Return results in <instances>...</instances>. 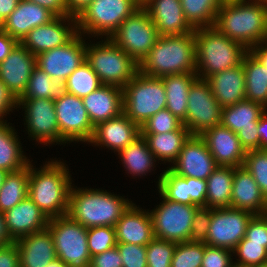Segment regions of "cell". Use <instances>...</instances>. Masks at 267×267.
<instances>
[{
    "instance_id": "cell-11",
    "label": "cell",
    "mask_w": 267,
    "mask_h": 267,
    "mask_svg": "<svg viewBox=\"0 0 267 267\" xmlns=\"http://www.w3.org/2000/svg\"><path fill=\"white\" fill-rule=\"evenodd\" d=\"M159 194L163 201L150 211L154 238L175 243L190 241L191 224L199 206L173 202Z\"/></svg>"
},
{
    "instance_id": "cell-54",
    "label": "cell",
    "mask_w": 267,
    "mask_h": 267,
    "mask_svg": "<svg viewBox=\"0 0 267 267\" xmlns=\"http://www.w3.org/2000/svg\"><path fill=\"white\" fill-rule=\"evenodd\" d=\"M15 107L18 108V100L0 80V122H4L3 118L10 114L9 112H12Z\"/></svg>"
},
{
    "instance_id": "cell-44",
    "label": "cell",
    "mask_w": 267,
    "mask_h": 267,
    "mask_svg": "<svg viewBox=\"0 0 267 267\" xmlns=\"http://www.w3.org/2000/svg\"><path fill=\"white\" fill-rule=\"evenodd\" d=\"M175 248V242L153 238L146 245L147 267H171Z\"/></svg>"
},
{
    "instance_id": "cell-4",
    "label": "cell",
    "mask_w": 267,
    "mask_h": 267,
    "mask_svg": "<svg viewBox=\"0 0 267 267\" xmlns=\"http://www.w3.org/2000/svg\"><path fill=\"white\" fill-rule=\"evenodd\" d=\"M128 198L102 189L71 187L67 215L84 227L112 226L132 204Z\"/></svg>"
},
{
    "instance_id": "cell-56",
    "label": "cell",
    "mask_w": 267,
    "mask_h": 267,
    "mask_svg": "<svg viewBox=\"0 0 267 267\" xmlns=\"http://www.w3.org/2000/svg\"><path fill=\"white\" fill-rule=\"evenodd\" d=\"M0 267H20L16 243L0 246Z\"/></svg>"
},
{
    "instance_id": "cell-25",
    "label": "cell",
    "mask_w": 267,
    "mask_h": 267,
    "mask_svg": "<svg viewBox=\"0 0 267 267\" xmlns=\"http://www.w3.org/2000/svg\"><path fill=\"white\" fill-rule=\"evenodd\" d=\"M55 17L47 8L20 0L16 9L4 20L1 29L21 42L33 28L45 25Z\"/></svg>"
},
{
    "instance_id": "cell-24",
    "label": "cell",
    "mask_w": 267,
    "mask_h": 267,
    "mask_svg": "<svg viewBox=\"0 0 267 267\" xmlns=\"http://www.w3.org/2000/svg\"><path fill=\"white\" fill-rule=\"evenodd\" d=\"M117 243L146 246L153 238V222L148 211L132 203L116 222Z\"/></svg>"
},
{
    "instance_id": "cell-21",
    "label": "cell",
    "mask_w": 267,
    "mask_h": 267,
    "mask_svg": "<svg viewBox=\"0 0 267 267\" xmlns=\"http://www.w3.org/2000/svg\"><path fill=\"white\" fill-rule=\"evenodd\" d=\"M139 136L140 127L122 112L115 118L98 123L88 143L103 146L118 153Z\"/></svg>"
},
{
    "instance_id": "cell-41",
    "label": "cell",
    "mask_w": 267,
    "mask_h": 267,
    "mask_svg": "<svg viewBox=\"0 0 267 267\" xmlns=\"http://www.w3.org/2000/svg\"><path fill=\"white\" fill-rule=\"evenodd\" d=\"M158 178V191L168 200L182 204H194L188 194L186 180L169 167Z\"/></svg>"
},
{
    "instance_id": "cell-2",
    "label": "cell",
    "mask_w": 267,
    "mask_h": 267,
    "mask_svg": "<svg viewBox=\"0 0 267 267\" xmlns=\"http://www.w3.org/2000/svg\"><path fill=\"white\" fill-rule=\"evenodd\" d=\"M66 166L51 160L37 170L29 163L28 196L48 219L67 215L72 179Z\"/></svg>"
},
{
    "instance_id": "cell-52",
    "label": "cell",
    "mask_w": 267,
    "mask_h": 267,
    "mask_svg": "<svg viewBox=\"0 0 267 267\" xmlns=\"http://www.w3.org/2000/svg\"><path fill=\"white\" fill-rule=\"evenodd\" d=\"M88 267H123L117 247L92 256Z\"/></svg>"
},
{
    "instance_id": "cell-29",
    "label": "cell",
    "mask_w": 267,
    "mask_h": 267,
    "mask_svg": "<svg viewBox=\"0 0 267 267\" xmlns=\"http://www.w3.org/2000/svg\"><path fill=\"white\" fill-rule=\"evenodd\" d=\"M216 101L224 108L245 100V70L243 63L210 76L207 79Z\"/></svg>"
},
{
    "instance_id": "cell-14",
    "label": "cell",
    "mask_w": 267,
    "mask_h": 267,
    "mask_svg": "<svg viewBox=\"0 0 267 267\" xmlns=\"http://www.w3.org/2000/svg\"><path fill=\"white\" fill-rule=\"evenodd\" d=\"M252 212L232 207L211 209V224L204 243L209 246L234 250L245 237Z\"/></svg>"
},
{
    "instance_id": "cell-9",
    "label": "cell",
    "mask_w": 267,
    "mask_h": 267,
    "mask_svg": "<svg viewBox=\"0 0 267 267\" xmlns=\"http://www.w3.org/2000/svg\"><path fill=\"white\" fill-rule=\"evenodd\" d=\"M47 228L50 230L56 256L68 267H88L87 228L72 220L68 215L51 218Z\"/></svg>"
},
{
    "instance_id": "cell-42",
    "label": "cell",
    "mask_w": 267,
    "mask_h": 267,
    "mask_svg": "<svg viewBox=\"0 0 267 267\" xmlns=\"http://www.w3.org/2000/svg\"><path fill=\"white\" fill-rule=\"evenodd\" d=\"M233 253L238 256L234 261L235 267H260L267 265V249L263 244L249 243L244 237L237 244Z\"/></svg>"
},
{
    "instance_id": "cell-66",
    "label": "cell",
    "mask_w": 267,
    "mask_h": 267,
    "mask_svg": "<svg viewBox=\"0 0 267 267\" xmlns=\"http://www.w3.org/2000/svg\"><path fill=\"white\" fill-rule=\"evenodd\" d=\"M141 6L145 4L148 0H136Z\"/></svg>"
},
{
    "instance_id": "cell-19",
    "label": "cell",
    "mask_w": 267,
    "mask_h": 267,
    "mask_svg": "<svg viewBox=\"0 0 267 267\" xmlns=\"http://www.w3.org/2000/svg\"><path fill=\"white\" fill-rule=\"evenodd\" d=\"M36 66V56L21 42H18L8 57L0 62V80L17 100L23 95Z\"/></svg>"
},
{
    "instance_id": "cell-17",
    "label": "cell",
    "mask_w": 267,
    "mask_h": 267,
    "mask_svg": "<svg viewBox=\"0 0 267 267\" xmlns=\"http://www.w3.org/2000/svg\"><path fill=\"white\" fill-rule=\"evenodd\" d=\"M77 34L76 17L56 16L49 23L33 28L21 43L29 52L37 56L45 51L64 46Z\"/></svg>"
},
{
    "instance_id": "cell-32",
    "label": "cell",
    "mask_w": 267,
    "mask_h": 267,
    "mask_svg": "<svg viewBox=\"0 0 267 267\" xmlns=\"http://www.w3.org/2000/svg\"><path fill=\"white\" fill-rule=\"evenodd\" d=\"M14 128L6 120L0 122V169L6 172L20 171L30 163Z\"/></svg>"
},
{
    "instance_id": "cell-12",
    "label": "cell",
    "mask_w": 267,
    "mask_h": 267,
    "mask_svg": "<svg viewBox=\"0 0 267 267\" xmlns=\"http://www.w3.org/2000/svg\"><path fill=\"white\" fill-rule=\"evenodd\" d=\"M222 109L208 81L197 78L188 92L186 122L183 125L191 135H201L205 130L221 124Z\"/></svg>"
},
{
    "instance_id": "cell-67",
    "label": "cell",
    "mask_w": 267,
    "mask_h": 267,
    "mask_svg": "<svg viewBox=\"0 0 267 267\" xmlns=\"http://www.w3.org/2000/svg\"><path fill=\"white\" fill-rule=\"evenodd\" d=\"M261 1H263L267 5V0H261Z\"/></svg>"
},
{
    "instance_id": "cell-34",
    "label": "cell",
    "mask_w": 267,
    "mask_h": 267,
    "mask_svg": "<svg viewBox=\"0 0 267 267\" xmlns=\"http://www.w3.org/2000/svg\"><path fill=\"white\" fill-rule=\"evenodd\" d=\"M265 111L261 104L245 99L222 109L221 124L234 133L240 129L258 128L259 118Z\"/></svg>"
},
{
    "instance_id": "cell-1",
    "label": "cell",
    "mask_w": 267,
    "mask_h": 267,
    "mask_svg": "<svg viewBox=\"0 0 267 267\" xmlns=\"http://www.w3.org/2000/svg\"><path fill=\"white\" fill-rule=\"evenodd\" d=\"M214 27L249 50L267 40V5L261 0L223 1Z\"/></svg>"
},
{
    "instance_id": "cell-45",
    "label": "cell",
    "mask_w": 267,
    "mask_h": 267,
    "mask_svg": "<svg viewBox=\"0 0 267 267\" xmlns=\"http://www.w3.org/2000/svg\"><path fill=\"white\" fill-rule=\"evenodd\" d=\"M88 249L91 257L117 245L115 227L98 226L87 229Z\"/></svg>"
},
{
    "instance_id": "cell-33",
    "label": "cell",
    "mask_w": 267,
    "mask_h": 267,
    "mask_svg": "<svg viewBox=\"0 0 267 267\" xmlns=\"http://www.w3.org/2000/svg\"><path fill=\"white\" fill-rule=\"evenodd\" d=\"M245 70V99L267 109V69L248 50L242 59Z\"/></svg>"
},
{
    "instance_id": "cell-64",
    "label": "cell",
    "mask_w": 267,
    "mask_h": 267,
    "mask_svg": "<svg viewBox=\"0 0 267 267\" xmlns=\"http://www.w3.org/2000/svg\"><path fill=\"white\" fill-rule=\"evenodd\" d=\"M46 267H68V266L57 257L50 263H48Z\"/></svg>"
},
{
    "instance_id": "cell-36",
    "label": "cell",
    "mask_w": 267,
    "mask_h": 267,
    "mask_svg": "<svg viewBox=\"0 0 267 267\" xmlns=\"http://www.w3.org/2000/svg\"><path fill=\"white\" fill-rule=\"evenodd\" d=\"M118 156L124 164L125 171L134 177L145 176L154 169L155 163L158 161L141 135L119 151Z\"/></svg>"
},
{
    "instance_id": "cell-63",
    "label": "cell",
    "mask_w": 267,
    "mask_h": 267,
    "mask_svg": "<svg viewBox=\"0 0 267 267\" xmlns=\"http://www.w3.org/2000/svg\"><path fill=\"white\" fill-rule=\"evenodd\" d=\"M15 240L10 236L5 223L4 213L0 212V246L13 244Z\"/></svg>"
},
{
    "instance_id": "cell-31",
    "label": "cell",
    "mask_w": 267,
    "mask_h": 267,
    "mask_svg": "<svg viewBox=\"0 0 267 267\" xmlns=\"http://www.w3.org/2000/svg\"><path fill=\"white\" fill-rule=\"evenodd\" d=\"M156 159L174 163L183 148L184 143L191 136L189 130L183 125L176 131L167 133H140Z\"/></svg>"
},
{
    "instance_id": "cell-27",
    "label": "cell",
    "mask_w": 267,
    "mask_h": 267,
    "mask_svg": "<svg viewBox=\"0 0 267 267\" xmlns=\"http://www.w3.org/2000/svg\"><path fill=\"white\" fill-rule=\"evenodd\" d=\"M82 100L94 127L123 112V88L117 86L103 84Z\"/></svg>"
},
{
    "instance_id": "cell-65",
    "label": "cell",
    "mask_w": 267,
    "mask_h": 267,
    "mask_svg": "<svg viewBox=\"0 0 267 267\" xmlns=\"http://www.w3.org/2000/svg\"><path fill=\"white\" fill-rule=\"evenodd\" d=\"M7 173L8 172L0 169V188H1L2 184H3V182H4V179H5L6 175H7Z\"/></svg>"
},
{
    "instance_id": "cell-18",
    "label": "cell",
    "mask_w": 267,
    "mask_h": 267,
    "mask_svg": "<svg viewBox=\"0 0 267 267\" xmlns=\"http://www.w3.org/2000/svg\"><path fill=\"white\" fill-rule=\"evenodd\" d=\"M169 169L181 177L207 180L218 167L200 135H191Z\"/></svg>"
},
{
    "instance_id": "cell-8",
    "label": "cell",
    "mask_w": 267,
    "mask_h": 267,
    "mask_svg": "<svg viewBox=\"0 0 267 267\" xmlns=\"http://www.w3.org/2000/svg\"><path fill=\"white\" fill-rule=\"evenodd\" d=\"M141 5L136 0H93L76 18L78 33L105 35L106 38L117 30L120 24L131 16ZM85 34V35H84Z\"/></svg>"
},
{
    "instance_id": "cell-38",
    "label": "cell",
    "mask_w": 267,
    "mask_h": 267,
    "mask_svg": "<svg viewBox=\"0 0 267 267\" xmlns=\"http://www.w3.org/2000/svg\"><path fill=\"white\" fill-rule=\"evenodd\" d=\"M29 164L20 171L8 172L0 188V212L13 208L28 196Z\"/></svg>"
},
{
    "instance_id": "cell-43",
    "label": "cell",
    "mask_w": 267,
    "mask_h": 267,
    "mask_svg": "<svg viewBox=\"0 0 267 267\" xmlns=\"http://www.w3.org/2000/svg\"><path fill=\"white\" fill-rule=\"evenodd\" d=\"M204 242L186 241L176 243L171 267H201Z\"/></svg>"
},
{
    "instance_id": "cell-28",
    "label": "cell",
    "mask_w": 267,
    "mask_h": 267,
    "mask_svg": "<svg viewBox=\"0 0 267 267\" xmlns=\"http://www.w3.org/2000/svg\"><path fill=\"white\" fill-rule=\"evenodd\" d=\"M20 267H46L57 258L52 234L48 228L15 241Z\"/></svg>"
},
{
    "instance_id": "cell-46",
    "label": "cell",
    "mask_w": 267,
    "mask_h": 267,
    "mask_svg": "<svg viewBox=\"0 0 267 267\" xmlns=\"http://www.w3.org/2000/svg\"><path fill=\"white\" fill-rule=\"evenodd\" d=\"M243 166L252 174L267 198V151H248Z\"/></svg>"
},
{
    "instance_id": "cell-59",
    "label": "cell",
    "mask_w": 267,
    "mask_h": 267,
    "mask_svg": "<svg viewBox=\"0 0 267 267\" xmlns=\"http://www.w3.org/2000/svg\"><path fill=\"white\" fill-rule=\"evenodd\" d=\"M93 0H66L68 14L78 17Z\"/></svg>"
},
{
    "instance_id": "cell-55",
    "label": "cell",
    "mask_w": 267,
    "mask_h": 267,
    "mask_svg": "<svg viewBox=\"0 0 267 267\" xmlns=\"http://www.w3.org/2000/svg\"><path fill=\"white\" fill-rule=\"evenodd\" d=\"M237 136L246 152L259 150L260 137L257 128L240 129Z\"/></svg>"
},
{
    "instance_id": "cell-22",
    "label": "cell",
    "mask_w": 267,
    "mask_h": 267,
    "mask_svg": "<svg viewBox=\"0 0 267 267\" xmlns=\"http://www.w3.org/2000/svg\"><path fill=\"white\" fill-rule=\"evenodd\" d=\"M142 7L149 13L160 36L192 33L180 0H148Z\"/></svg>"
},
{
    "instance_id": "cell-47",
    "label": "cell",
    "mask_w": 267,
    "mask_h": 267,
    "mask_svg": "<svg viewBox=\"0 0 267 267\" xmlns=\"http://www.w3.org/2000/svg\"><path fill=\"white\" fill-rule=\"evenodd\" d=\"M182 126L183 122L165 108L150 117L140 127V133H167L176 131Z\"/></svg>"
},
{
    "instance_id": "cell-15",
    "label": "cell",
    "mask_w": 267,
    "mask_h": 267,
    "mask_svg": "<svg viewBox=\"0 0 267 267\" xmlns=\"http://www.w3.org/2000/svg\"><path fill=\"white\" fill-rule=\"evenodd\" d=\"M60 136L68 143L89 142L94 132L82 98L66 93L54 101Z\"/></svg>"
},
{
    "instance_id": "cell-51",
    "label": "cell",
    "mask_w": 267,
    "mask_h": 267,
    "mask_svg": "<svg viewBox=\"0 0 267 267\" xmlns=\"http://www.w3.org/2000/svg\"><path fill=\"white\" fill-rule=\"evenodd\" d=\"M249 243L263 244L267 249V213L254 215L249 221L245 233Z\"/></svg>"
},
{
    "instance_id": "cell-49",
    "label": "cell",
    "mask_w": 267,
    "mask_h": 267,
    "mask_svg": "<svg viewBox=\"0 0 267 267\" xmlns=\"http://www.w3.org/2000/svg\"><path fill=\"white\" fill-rule=\"evenodd\" d=\"M233 254L230 249L209 246L204 243V256L201 267H235Z\"/></svg>"
},
{
    "instance_id": "cell-37",
    "label": "cell",
    "mask_w": 267,
    "mask_h": 267,
    "mask_svg": "<svg viewBox=\"0 0 267 267\" xmlns=\"http://www.w3.org/2000/svg\"><path fill=\"white\" fill-rule=\"evenodd\" d=\"M66 93L64 81L51 78L45 71L36 66L23 95L19 99L46 98L55 101Z\"/></svg>"
},
{
    "instance_id": "cell-23",
    "label": "cell",
    "mask_w": 267,
    "mask_h": 267,
    "mask_svg": "<svg viewBox=\"0 0 267 267\" xmlns=\"http://www.w3.org/2000/svg\"><path fill=\"white\" fill-rule=\"evenodd\" d=\"M230 207L263 215L267 211V198L252 174L244 167H234Z\"/></svg>"
},
{
    "instance_id": "cell-48",
    "label": "cell",
    "mask_w": 267,
    "mask_h": 267,
    "mask_svg": "<svg viewBox=\"0 0 267 267\" xmlns=\"http://www.w3.org/2000/svg\"><path fill=\"white\" fill-rule=\"evenodd\" d=\"M123 267H147L146 246L117 243Z\"/></svg>"
},
{
    "instance_id": "cell-57",
    "label": "cell",
    "mask_w": 267,
    "mask_h": 267,
    "mask_svg": "<svg viewBox=\"0 0 267 267\" xmlns=\"http://www.w3.org/2000/svg\"><path fill=\"white\" fill-rule=\"evenodd\" d=\"M47 8L55 16H70L68 14L66 0H25Z\"/></svg>"
},
{
    "instance_id": "cell-10",
    "label": "cell",
    "mask_w": 267,
    "mask_h": 267,
    "mask_svg": "<svg viewBox=\"0 0 267 267\" xmlns=\"http://www.w3.org/2000/svg\"><path fill=\"white\" fill-rule=\"evenodd\" d=\"M159 36L149 13L141 6L120 24L109 39L139 65Z\"/></svg>"
},
{
    "instance_id": "cell-53",
    "label": "cell",
    "mask_w": 267,
    "mask_h": 267,
    "mask_svg": "<svg viewBox=\"0 0 267 267\" xmlns=\"http://www.w3.org/2000/svg\"><path fill=\"white\" fill-rule=\"evenodd\" d=\"M183 178L187 182V190L191 197V201L197 206H205L207 193L206 180L192 177Z\"/></svg>"
},
{
    "instance_id": "cell-50",
    "label": "cell",
    "mask_w": 267,
    "mask_h": 267,
    "mask_svg": "<svg viewBox=\"0 0 267 267\" xmlns=\"http://www.w3.org/2000/svg\"><path fill=\"white\" fill-rule=\"evenodd\" d=\"M211 224V208L199 206L194 213L191 224L190 241L204 242Z\"/></svg>"
},
{
    "instance_id": "cell-7",
    "label": "cell",
    "mask_w": 267,
    "mask_h": 267,
    "mask_svg": "<svg viewBox=\"0 0 267 267\" xmlns=\"http://www.w3.org/2000/svg\"><path fill=\"white\" fill-rule=\"evenodd\" d=\"M166 93L161 78L138 72L123 87V113L139 127L166 108Z\"/></svg>"
},
{
    "instance_id": "cell-62",
    "label": "cell",
    "mask_w": 267,
    "mask_h": 267,
    "mask_svg": "<svg viewBox=\"0 0 267 267\" xmlns=\"http://www.w3.org/2000/svg\"><path fill=\"white\" fill-rule=\"evenodd\" d=\"M249 51L259 60V62L265 67V69H267V43L262 42L256 46L251 47Z\"/></svg>"
},
{
    "instance_id": "cell-26",
    "label": "cell",
    "mask_w": 267,
    "mask_h": 267,
    "mask_svg": "<svg viewBox=\"0 0 267 267\" xmlns=\"http://www.w3.org/2000/svg\"><path fill=\"white\" fill-rule=\"evenodd\" d=\"M10 236L17 239L47 228L48 217L27 196L13 208L4 212Z\"/></svg>"
},
{
    "instance_id": "cell-58",
    "label": "cell",
    "mask_w": 267,
    "mask_h": 267,
    "mask_svg": "<svg viewBox=\"0 0 267 267\" xmlns=\"http://www.w3.org/2000/svg\"><path fill=\"white\" fill-rule=\"evenodd\" d=\"M17 43L18 41L15 38L0 29V62H3L8 57Z\"/></svg>"
},
{
    "instance_id": "cell-40",
    "label": "cell",
    "mask_w": 267,
    "mask_h": 267,
    "mask_svg": "<svg viewBox=\"0 0 267 267\" xmlns=\"http://www.w3.org/2000/svg\"><path fill=\"white\" fill-rule=\"evenodd\" d=\"M67 93L83 98L102 86L97 74L85 61L65 81Z\"/></svg>"
},
{
    "instance_id": "cell-16",
    "label": "cell",
    "mask_w": 267,
    "mask_h": 267,
    "mask_svg": "<svg viewBox=\"0 0 267 267\" xmlns=\"http://www.w3.org/2000/svg\"><path fill=\"white\" fill-rule=\"evenodd\" d=\"M78 33L64 46L45 51L36 56V65L51 78L66 79L86 61V43Z\"/></svg>"
},
{
    "instance_id": "cell-39",
    "label": "cell",
    "mask_w": 267,
    "mask_h": 267,
    "mask_svg": "<svg viewBox=\"0 0 267 267\" xmlns=\"http://www.w3.org/2000/svg\"><path fill=\"white\" fill-rule=\"evenodd\" d=\"M184 17L193 29L214 26L222 0H180Z\"/></svg>"
},
{
    "instance_id": "cell-60",
    "label": "cell",
    "mask_w": 267,
    "mask_h": 267,
    "mask_svg": "<svg viewBox=\"0 0 267 267\" xmlns=\"http://www.w3.org/2000/svg\"><path fill=\"white\" fill-rule=\"evenodd\" d=\"M257 131L260 137L259 150L267 151V109L259 118Z\"/></svg>"
},
{
    "instance_id": "cell-5",
    "label": "cell",
    "mask_w": 267,
    "mask_h": 267,
    "mask_svg": "<svg viewBox=\"0 0 267 267\" xmlns=\"http://www.w3.org/2000/svg\"><path fill=\"white\" fill-rule=\"evenodd\" d=\"M194 36L196 74L201 79L238 66L248 51L214 26L194 29Z\"/></svg>"
},
{
    "instance_id": "cell-3",
    "label": "cell",
    "mask_w": 267,
    "mask_h": 267,
    "mask_svg": "<svg viewBox=\"0 0 267 267\" xmlns=\"http://www.w3.org/2000/svg\"><path fill=\"white\" fill-rule=\"evenodd\" d=\"M139 72L150 77L196 73L194 31L183 35L159 36L139 64Z\"/></svg>"
},
{
    "instance_id": "cell-35",
    "label": "cell",
    "mask_w": 267,
    "mask_h": 267,
    "mask_svg": "<svg viewBox=\"0 0 267 267\" xmlns=\"http://www.w3.org/2000/svg\"><path fill=\"white\" fill-rule=\"evenodd\" d=\"M234 167L218 166L206 180L205 206L211 209L230 207Z\"/></svg>"
},
{
    "instance_id": "cell-61",
    "label": "cell",
    "mask_w": 267,
    "mask_h": 267,
    "mask_svg": "<svg viewBox=\"0 0 267 267\" xmlns=\"http://www.w3.org/2000/svg\"><path fill=\"white\" fill-rule=\"evenodd\" d=\"M20 0H0V29L4 20L16 9Z\"/></svg>"
},
{
    "instance_id": "cell-20",
    "label": "cell",
    "mask_w": 267,
    "mask_h": 267,
    "mask_svg": "<svg viewBox=\"0 0 267 267\" xmlns=\"http://www.w3.org/2000/svg\"><path fill=\"white\" fill-rule=\"evenodd\" d=\"M200 137L205 141L218 166L241 167L246 150L237 136L222 124L205 130Z\"/></svg>"
},
{
    "instance_id": "cell-6",
    "label": "cell",
    "mask_w": 267,
    "mask_h": 267,
    "mask_svg": "<svg viewBox=\"0 0 267 267\" xmlns=\"http://www.w3.org/2000/svg\"><path fill=\"white\" fill-rule=\"evenodd\" d=\"M86 62L104 85L123 88L139 72V65L109 38L86 44Z\"/></svg>"
},
{
    "instance_id": "cell-13",
    "label": "cell",
    "mask_w": 267,
    "mask_h": 267,
    "mask_svg": "<svg viewBox=\"0 0 267 267\" xmlns=\"http://www.w3.org/2000/svg\"><path fill=\"white\" fill-rule=\"evenodd\" d=\"M24 109L26 131L33 140L44 145L66 144L60 136L54 101L46 98L18 99V108ZM26 123V124H25Z\"/></svg>"
},
{
    "instance_id": "cell-30",
    "label": "cell",
    "mask_w": 267,
    "mask_h": 267,
    "mask_svg": "<svg viewBox=\"0 0 267 267\" xmlns=\"http://www.w3.org/2000/svg\"><path fill=\"white\" fill-rule=\"evenodd\" d=\"M198 78L196 73L173 74L162 77L166 93V109L183 124L186 122L188 92Z\"/></svg>"
}]
</instances>
